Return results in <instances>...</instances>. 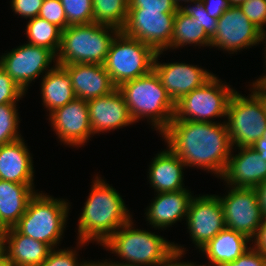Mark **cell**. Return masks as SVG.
Returning a JSON list of instances; mask_svg holds the SVG:
<instances>
[{"instance_id":"6da1fadb","label":"cell","mask_w":266,"mask_h":266,"mask_svg":"<svg viewBox=\"0 0 266 266\" xmlns=\"http://www.w3.org/2000/svg\"><path fill=\"white\" fill-rule=\"evenodd\" d=\"M160 135L187 168L201 169L221 178L233 148L225 121L172 120Z\"/></svg>"},{"instance_id":"7a4b0ae2","label":"cell","mask_w":266,"mask_h":266,"mask_svg":"<svg viewBox=\"0 0 266 266\" xmlns=\"http://www.w3.org/2000/svg\"><path fill=\"white\" fill-rule=\"evenodd\" d=\"M94 175L77 220L76 240L102 246L133 215L119 191L101 175Z\"/></svg>"},{"instance_id":"3957f363","label":"cell","mask_w":266,"mask_h":266,"mask_svg":"<svg viewBox=\"0 0 266 266\" xmlns=\"http://www.w3.org/2000/svg\"><path fill=\"white\" fill-rule=\"evenodd\" d=\"M134 221L132 217L101 247L115 254L121 263L164 266L176 254L175 243L157 232L136 228Z\"/></svg>"},{"instance_id":"277c9868","label":"cell","mask_w":266,"mask_h":266,"mask_svg":"<svg viewBox=\"0 0 266 266\" xmlns=\"http://www.w3.org/2000/svg\"><path fill=\"white\" fill-rule=\"evenodd\" d=\"M134 122L147 119L159 135L173 119L175 103L168 96L154 70L149 74L127 81L118 87Z\"/></svg>"},{"instance_id":"5b68a950","label":"cell","mask_w":266,"mask_h":266,"mask_svg":"<svg viewBox=\"0 0 266 266\" xmlns=\"http://www.w3.org/2000/svg\"><path fill=\"white\" fill-rule=\"evenodd\" d=\"M68 201L67 198H55L43 191H37L14 228L20 234L41 241L52 249L58 248L62 243L72 207Z\"/></svg>"},{"instance_id":"8992f818","label":"cell","mask_w":266,"mask_h":266,"mask_svg":"<svg viewBox=\"0 0 266 266\" xmlns=\"http://www.w3.org/2000/svg\"><path fill=\"white\" fill-rule=\"evenodd\" d=\"M250 88L248 96L234 91L226 113L232 147H252L266 131V89Z\"/></svg>"},{"instance_id":"52a82bcc","label":"cell","mask_w":266,"mask_h":266,"mask_svg":"<svg viewBox=\"0 0 266 266\" xmlns=\"http://www.w3.org/2000/svg\"><path fill=\"white\" fill-rule=\"evenodd\" d=\"M119 31L97 23L68 26L62 31L57 64H104L110 44Z\"/></svg>"},{"instance_id":"ba28073f","label":"cell","mask_w":266,"mask_h":266,"mask_svg":"<svg viewBox=\"0 0 266 266\" xmlns=\"http://www.w3.org/2000/svg\"><path fill=\"white\" fill-rule=\"evenodd\" d=\"M231 86L214 74L201 87L192 90L175 103L172 120L213 123L221 118L225 121L229 99L236 90Z\"/></svg>"},{"instance_id":"9c48e42d","label":"cell","mask_w":266,"mask_h":266,"mask_svg":"<svg viewBox=\"0 0 266 266\" xmlns=\"http://www.w3.org/2000/svg\"><path fill=\"white\" fill-rule=\"evenodd\" d=\"M155 55L151 46L119 31L110 44L104 67L118 88L127 81L149 74Z\"/></svg>"},{"instance_id":"30bf717a","label":"cell","mask_w":266,"mask_h":266,"mask_svg":"<svg viewBox=\"0 0 266 266\" xmlns=\"http://www.w3.org/2000/svg\"><path fill=\"white\" fill-rule=\"evenodd\" d=\"M5 52L0 55V66L26 93L32 81L42 78L57 65V55L43 46L24 42Z\"/></svg>"},{"instance_id":"8fae6325","label":"cell","mask_w":266,"mask_h":266,"mask_svg":"<svg viewBox=\"0 0 266 266\" xmlns=\"http://www.w3.org/2000/svg\"><path fill=\"white\" fill-rule=\"evenodd\" d=\"M227 187V193L217 195L223 207L226 227L253 241L263 222L255 188Z\"/></svg>"},{"instance_id":"7c38bea8","label":"cell","mask_w":266,"mask_h":266,"mask_svg":"<svg viewBox=\"0 0 266 266\" xmlns=\"http://www.w3.org/2000/svg\"><path fill=\"white\" fill-rule=\"evenodd\" d=\"M185 224L193 246L196 250H201L226 227L219 197L216 194L194 195L188 207Z\"/></svg>"},{"instance_id":"4fadbf2b","label":"cell","mask_w":266,"mask_h":266,"mask_svg":"<svg viewBox=\"0 0 266 266\" xmlns=\"http://www.w3.org/2000/svg\"><path fill=\"white\" fill-rule=\"evenodd\" d=\"M263 33L254 26L239 7H230L218 19L217 28L211 38L210 49L237 54L244 49L261 45Z\"/></svg>"},{"instance_id":"5bb4252c","label":"cell","mask_w":266,"mask_h":266,"mask_svg":"<svg viewBox=\"0 0 266 266\" xmlns=\"http://www.w3.org/2000/svg\"><path fill=\"white\" fill-rule=\"evenodd\" d=\"M48 116V122L61 145L69 148H81L93 138L89 119L87 100L75 98L62 107L55 109Z\"/></svg>"},{"instance_id":"9a60e30c","label":"cell","mask_w":266,"mask_h":266,"mask_svg":"<svg viewBox=\"0 0 266 266\" xmlns=\"http://www.w3.org/2000/svg\"><path fill=\"white\" fill-rule=\"evenodd\" d=\"M175 14L160 11H128L121 31L151 46L156 52L171 51Z\"/></svg>"},{"instance_id":"2e32d148","label":"cell","mask_w":266,"mask_h":266,"mask_svg":"<svg viewBox=\"0 0 266 266\" xmlns=\"http://www.w3.org/2000/svg\"><path fill=\"white\" fill-rule=\"evenodd\" d=\"M164 51L156 52L153 70L159 76L168 96L176 103L181 97L201 87L213 75V72L199 65L180 62H163L160 57Z\"/></svg>"},{"instance_id":"e0dca14e","label":"cell","mask_w":266,"mask_h":266,"mask_svg":"<svg viewBox=\"0 0 266 266\" xmlns=\"http://www.w3.org/2000/svg\"><path fill=\"white\" fill-rule=\"evenodd\" d=\"M87 105L93 135L108 133L135 123L118 88L106 95L88 100Z\"/></svg>"},{"instance_id":"ac0fdd59","label":"cell","mask_w":266,"mask_h":266,"mask_svg":"<svg viewBox=\"0 0 266 266\" xmlns=\"http://www.w3.org/2000/svg\"><path fill=\"white\" fill-rule=\"evenodd\" d=\"M220 179L224 185L255 188L266 180V161L252 147H233Z\"/></svg>"},{"instance_id":"d6986e66","label":"cell","mask_w":266,"mask_h":266,"mask_svg":"<svg viewBox=\"0 0 266 266\" xmlns=\"http://www.w3.org/2000/svg\"><path fill=\"white\" fill-rule=\"evenodd\" d=\"M193 196L191 189L154 193V198L144 211L147 226L164 231L179 221H186Z\"/></svg>"},{"instance_id":"ffe728a7","label":"cell","mask_w":266,"mask_h":266,"mask_svg":"<svg viewBox=\"0 0 266 266\" xmlns=\"http://www.w3.org/2000/svg\"><path fill=\"white\" fill-rule=\"evenodd\" d=\"M61 66L71 77L76 98L88 101L113 92L117 88L104 64L75 63Z\"/></svg>"},{"instance_id":"44dd1931","label":"cell","mask_w":266,"mask_h":266,"mask_svg":"<svg viewBox=\"0 0 266 266\" xmlns=\"http://www.w3.org/2000/svg\"><path fill=\"white\" fill-rule=\"evenodd\" d=\"M147 180L154 193L188 189L184 184V162L166 145L148 165Z\"/></svg>"},{"instance_id":"7402d4cb","label":"cell","mask_w":266,"mask_h":266,"mask_svg":"<svg viewBox=\"0 0 266 266\" xmlns=\"http://www.w3.org/2000/svg\"><path fill=\"white\" fill-rule=\"evenodd\" d=\"M24 137L0 146V179L35 184L34 161Z\"/></svg>"},{"instance_id":"603a6c76","label":"cell","mask_w":266,"mask_h":266,"mask_svg":"<svg viewBox=\"0 0 266 266\" xmlns=\"http://www.w3.org/2000/svg\"><path fill=\"white\" fill-rule=\"evenodd\" d=\"M3 248L12 266H41L52 250L49 245L20 234L14 227L4 232Z\"/></svg>"},{"instance_id":"cb8c5ba5","label":"cell","mask_w":266,"mask_h":266,"mask_svg":"<svg viewBox=\"0 0 266 266\" xmlns=\"http://www.w3.org/2000/svg\"><path fill=\"white\" fill-rule=\"evenodd\" d=\"M251 246L252 241L246 236L225 227L199 252L208 260L202 263L204 266H222L236 260Z\"/></svg>"},{"instance_id":"d4e9b609","label":"cell","mask_w":266,"mask_h":266,"mask_svg":"<svg viewBox=\"0 0 266 266\" xmlns=\"http://www.w3.org/2000/svg\"><path fill=\"white\" fill-rule=\"evenodd\" d=\"M37 191L34 184H18L0 179V223L6 229L18 223Z\"/></svg>"},{"instance_id":"484cf974","label":"cell","mask_w":266,"mask_h":266,"mask_svg":"<svg viewBox=\"0 0 266 266\" xmlns=\"http://www.w3.org/2000/svg\"><path fill=\"white\" fill-rule=\"evenodd\" d=\"M40 80L43 109L46 108L49 114L76 98L72 89L71 77L62 66L57 64Z\"/></svg>"},{"instance_id":"4316f807","label":"cell","mask_w":266,"mask_h":266,"mask_svg":"<svg viewBox=\"0 0 266 266\" xmlns=\"http://www.w3.org/2000/svg\"><path fill=\"white\" fill-rule=\"evenodd\" d=\"M211 38L197 21L191 16L182 14L179 10L175 14L173 34L171 38V51L179 50L185 46H198L210 48Z\"/></svg>"},{"instance_id":"83f0119b","label":"cell","mask_w":266,"mask_h":266,"mask_svg":"<svg viewBox=\"0 0 266 266\" xmlns=\"http://www.w3.org/2000/svg\"><path fill=\"white\" fill-rule=\"evenodd\" d=\"M25 35L28 44L43 46L56 55L61 45L62 30L54 24L37 16L26 22Z\"/></svg>"},{"instance_id":"f1b7e54d","label":"cell","mask_w":266,"mask_h":266,"mask_svg":"<svg viewBox=\"0 0 266 266\" xmlns=\"http://www.w3.org/2000/svg\"><path fill=\"white\" fill-rule=\"evenodd\" d=\"M93 23L122 30L125 25L129 0H92Z\"/></svg>"},{"instance_id":"f546056e","label":"cell","mask_w":266,"mask_h":266,"mask_svg":"<svg viewBox=\"0 0 266 266\" xmlns=\"http://www.w3.org/2000/svg\"><path fill=\"white\" fill-rule=\"evenodd\" d=\"M17 107L18 103L0 105V146L22 138Z\"/></svg>"},{"instance_id":"4dcf8cb0","label":"cell","mask_w":266,"mask_h":266,"mask_svg":"<svg viewBox=\"0 0 266 266\" xmlns=\"http://www.w3.org/2000/svg\"><path fill=\"white\" fill-rule=\"evenodd\" d=\"M75 243L76 246L73 248L67 247L61 249L58 247V249H52L41 266H87L91 260L87 261L82 259L81 262V259L79 257L80 255L78 253L79 250H81V247L83 248L87 244L89 245V243L81 241H77Z\"/></svg>"},{"instance_id":"1f68e13d","label":"cell","mask_w":266,"mask_h":266,"mask_svg":"<svg viewBox=\"0 0 266 266\" xmlns=\"http://www.w3.org/2000/svg\"><path fill=\"white\" fill-rule=\"evenodd\" d=\"M68 26L93 23L92 0H60Z\"/></svg>"},{"instance_id":"d6a6232c","label":"cell","mask_w":266,"mask_h":266,"mask_svg":"<svg viewBox=\"0 0 266 266\" xmlns=\"http://www.w3.org/2000/svg\"><path fill=\"white\" fill-rule=\"evenodd\" d=\"M178 10L186 15L194 18L200 24L206 34L212 38L216 32L218 19L210 17L202 4L201 0L185 3Z\"/></svg>"},{"instance_id":"836d02e7","label":"cell","mask_w":266,"mask_h":266,"mask_svg":"<svg viewBox=\"0 0 266 266\" xmlns=\"http://www.w3.org/2000/svg\"><path fill=\"white\" fill-rule=\"evenodd\" d=\"M38 16L56 25L62 31L68 27L64 7L60 0H44Z\"/></svg>"},{"instance_id":"e575fe53","label":"cell","mask_w":266,"mask_h":266,"mask_svg":"<svg viewBox=\"0 0 266 266\" xmlns=\"http://www.w3.org/2000/svg\"><path fill=\"white\" fill-rule=\"evenodd\" d=\"M26 94L0 66V105L18 103Z\"/></svg>"},{"instance_id":"d590c367","label":"cell","mask_w":266,"mask_h":266,"mask_svg":"<svg viewBox=\"0 0 266 266\" xmlns=\"http://www.w3.org/2000/svg\"><path fill=\"white\" fill-rule=\"evenodd\" d=\"M239 8L256 28L266 33V0H246Z\"/></svg>"},{"instance_id":"8d00e7d4","label":"cell","mask_w":266,"mask_h":266,"mask_svg":"<svg viewBox=\"0 0 266 266\" xmlns=\"http://www.w3.org/2000/svg\"><path fill=\"white\" fill-rule=\"evenodd\" d=\"M128 11H160V13H176L178 7L174 0H129Z\"/></svg>"},{"instance_id":"74e56055","label":"cell","mask_w":266,"mask_h":266,"mask_svg":"<svg viewBox=\"0 0 266 266\" xmlns=\"http://www.w3.org/2000/svg\"><path fill=\"white\" fill-rule=\"evenodd\" d=\"M44 0H10L12 12L26 20L39 15Z\"/></svg>"},{"instance_id":"f35d334b","label":"cell","mask_w":266,"mask_h":266,"mask_svg":"<svg viewBox=\"0 0 266 266\" xmlns=\"http://www.w3.org/2000/svg\"><path fill=\"white\" fill-rule=\"evenodd\" d=\"M222 266H266V256L252 245L236 260Z\"/></svg>"},{"instance_id":"ab89813d","label":"cell","mask_w":266,"mask_h":266,"mask_svg":"<svg viewBox=\"0 0 266 266\" xmlns=\"http://www.w3.org/2000/svg\"><path fill=\"white\" fill-rule=\"evenodd\" d=\"M208 15L219 19L231 6L228 0H201Z\"/></svg>"},{"instance_id":"60d3db41","label":"cell","mask_w":266,"mask_h":266,"mask_svg":"<svg viewBox=\"0 0 266 266\" xmlns=\"http://www.w3.org/2000/svg\"><path fill=\"white\" fill-rule=\"evenodd\" d=\"M184 247V245H179L178 243H175L176 254L164 266H204L203 264H196V262H193L191 260H187V262L182 260L183 256L185 258V255L188 251V249Z\"/></svg>"},{"instance_id":"b9f144b4","label":"cell","mask_w":266,"mask_h":266,"mask_svg":"<svg viewBox=\"0 0 266 266\" xmlns=\"http://www.w3.org/2000/svg\"><path fill=\"white\" fill-rule=\"evenodd\" d=\"M252 245L266 256V217L263 218L259 231L252 241Z\"/></svg>"},{"instance_id":"7bdbcfd3","label":"cell","mask_w":266,"mask_h":266,"mask_svg":"<svg viewBox=\"0 0 266 266\" xmlns=\"http://www.w3.org/2000/svg\"><path fill=\"white\" fill-rule=\"evenodd\" d=\"M261 44H265L264 46V65H265V69H264V73H262V75H260L258 78H256V80H253V82L251 83L252 86H254L255 88H259V89H266V33L263 34L262 38H261Z\"/></svg>"},{"instance_id":"ee69618b","label":"cell","mask_w":266,"mask_h":266,"mask_svg":"<svg viewBox=\"0 0 266 266\" xmlns=\"http://www.w3.org/2000/svg\"><path fill=\"white\" fill-rule=\"evenodd\" d=\"M263 217H266V180L255 187Z\"/></svg>"},{"instance_id":"f6af8a7d","label":"cell","mask_w":266,"mask_h":266,"mask_svg":"<svg viewBox=\"0 0 266 266\" xmlns=\"http://www.w3.org/2000/svg\"><path fill=\"white\" fill-rule=\"evenodd\" d=\"M260 155L262 160L266 161V131L262 137L252 146Z\"/></svg>"},{"instance_id":"bcb514c9","label":"cell","mask_w":266,"mask_h":266,"mask_svg":"<svg viewBox=\"0 0 266 266\" xmlns=\"http://www.w3.org/2000/svg\"><path fill=\"white\" fill-rule=\"evenodd\" d=\"M101 266H142V265H133V264H127V263H121L118 261H112L111 258L97 261Z\"/></svg>"},{"instance_id":"7dc6e473","label":"cell","mask_w":266,"mask_h":266,"mask_svg":"<svg viewBox=\"0 0 266 266\" xmlns=\"http://www.w3.org/2000/svg\"><path fill=\"white\" fill-rule=\"evenodd\" d=\"M0 266H12L4 251L0 254Z\"/></svg>"},{"instance_id":"c3c4849f","label":"cell","mask_w":266,"mask_h":266,"mask_svg":"<svg viewBox=\"0 0 266 266\" xmlns=\"http://www.w3.org/2000/svg\"><path fill=\"white\" fill-rule=\"evenodd\" d=\"M246 0H228L231 7H240Z\"/></svg>"},{"instance_id":"681fc988","label":"cell","mask_w":266,"mask_h":266,"mask_svg":"<svg viewBox=\"0 0 266 266\" xmlns=\"http://www.w3.org/2000/svg\"><path fill=\"white\" fill-rule=\"evenodd\" d=\"M193 1H198V0H174L176 6L178 8L181 7L185 3H190V2H193Z\"/></svg>"},{"instance_id":"f907efd6","label":"cell","mask_w":266,"mask_h":266,"mask_svg":"<svg viewBox=\"0 0 266 266\" xmlns=\"http://www.w3.org/2000/svg\"><path fill=\"white\" fill-rule=\"evenodd\" d=\"M4 251L3 248V234L0 233V254Z\"/></svg>"},{"instance_id":"816d5d0a","label":"cell","mask_w":266,"mask_h":266,"mask_svg":"<svg viewBox=\"0 0 266 266\" xmlns=\"http://www.w3.org/2000/svg\"><path fill=\"white\" fill-rule=\"evenodd\" d=\"M87 266H101V265L97 262V260L96 261L91 260Z\"/></svg>"},{"instance_id":"f5cc1de1","label":"cell","mask_w":266,"mask_h":266,"mask_svg":"<svg viewBox=\"0 0 266 266\" xmlns=\"http://www.w3.org/2000/svg\"><path fill=\"white\" fill-rule=\"evenodd\" d=\"M5 231H6V228L0 223V233L4 234Z\"/></svg>"}]
</instances>
